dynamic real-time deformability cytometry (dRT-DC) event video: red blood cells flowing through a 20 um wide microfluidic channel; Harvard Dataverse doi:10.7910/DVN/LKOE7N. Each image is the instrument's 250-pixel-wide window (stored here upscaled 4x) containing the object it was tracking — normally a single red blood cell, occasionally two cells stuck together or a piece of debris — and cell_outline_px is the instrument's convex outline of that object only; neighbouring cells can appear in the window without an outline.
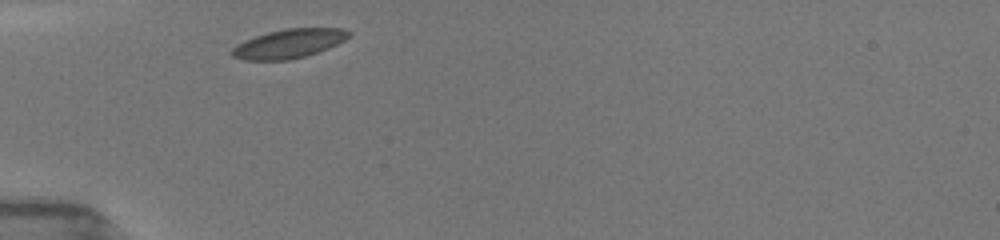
{"species": "common noctule bat (a hibernating species)", "species_latin": "Nyctalus noctula", "temperature_condition": "room temperature", "stored_images_in_passage": 12, "camera_frame_rate_fps": 3000, "um_per_image_px": 0.085, "animal": {"sex": "female", "body_mass_g": 19.5, "forearm_length_mm": 54.1}, "frame": {"image": 1, "passage_image": 1, "time_ms": 0.0, "image_size_px": [1000, 240], "cell_outline_px": [[352, 36], [328, 48], [304, 56], [288, 60], [244, 60], [232, 56], [228, 52], [236, 44], [244, 40], [268, 32], [284, 28], [344, 28], [352, 32]], "centroid_in_image_um": [24.54, 3.7], "position_along_channel_um": 60.5, "area_um2": 19.88}}
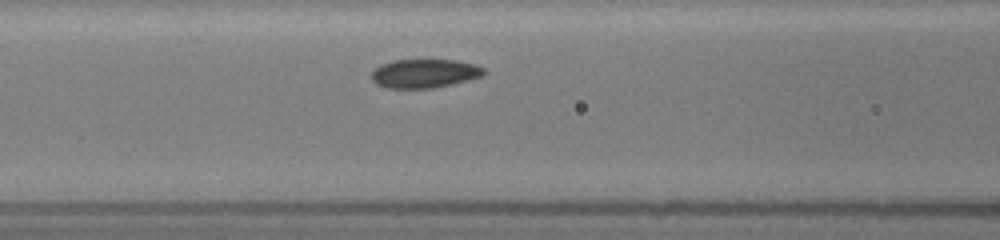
{"frame": {"image": 2, "passage_image": 6, "time_ms": 2.0, "image_size_px": [1000, 240], "cell_outline_px": [[488, 72], [484, 76], [452, 84], [432, 88], [384, 88], [376, 84], [372, 80], [372, 72], [380, 64], [392, 60], [456, 60], [476, 64], [484, 68]], "centroid_in_image_um": [36.11, 6.24], "position_along_channel_um": 130.5, "area_um2": 19.07}}
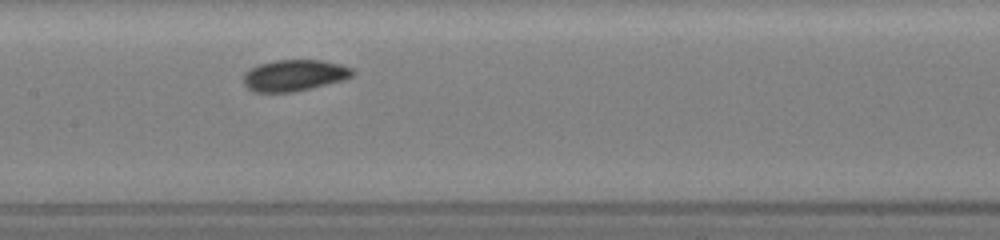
{"frame": {"image": 3, "passage_image": 9, "time_ms": 3.333, "image_size_px": [1000, 240], "cell_outline_px": [[356, 72], [352, 76], [344, 80], [312, 88], [292, 92], [256, 92], [248, 88], [244, 84], [244, 72], [248, 68], [260, 64], [276, 60], [324, 60], [340, 64], [352, 68]], "centroid_in_image_um": [25.03, 6.4], "position_along_channel_um": 182.4, "area_um2": 20.06}}